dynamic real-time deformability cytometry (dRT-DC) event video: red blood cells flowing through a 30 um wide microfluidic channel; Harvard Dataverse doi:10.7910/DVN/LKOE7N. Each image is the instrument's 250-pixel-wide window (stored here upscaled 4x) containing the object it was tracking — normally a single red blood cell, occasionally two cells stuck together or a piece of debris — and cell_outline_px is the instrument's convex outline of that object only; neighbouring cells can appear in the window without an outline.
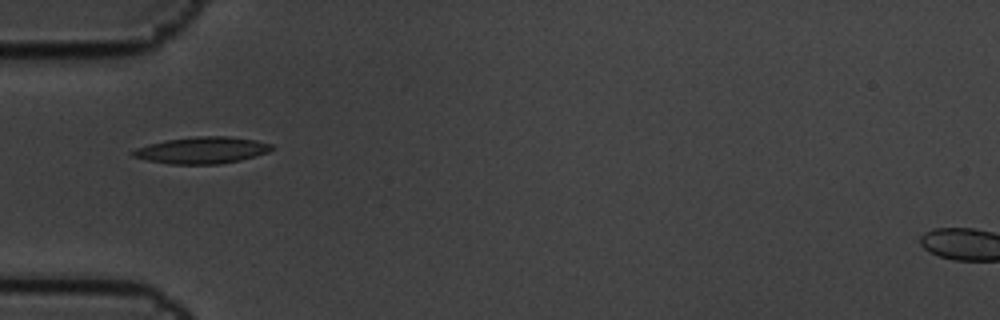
{"species": "common noctule bat (a hibernating species)", "species_latin": "Nyctalus noctula", "temperature_condition": "cold", "stored_images_in_passage": 2, "camera_frame_rate_fps": 3000, "um_per_image_px": 0.085, "animal": {"sex": "male", "body_mass_g": 19.5, "forearm_length_mm": 54.6}, "frame": {"image": 1, "passage_image": 1, "time_ms": 0.0, "image_size_px": [1000, 320], "cell_outline_px": [[276, 148], [268, 152], [256, 156], [240, 160], [220, 164], [168, 164], [148, 160], [132, 156], [128, 152], [136, 148], [148, 144], [168, 140], [196, 136], [228, 136], [256, 140], [272, 144]], "centroid_in_image_um": [17.18, 12.77], "position_along_channel_um": 67.8, "area_um2": 21.68}}
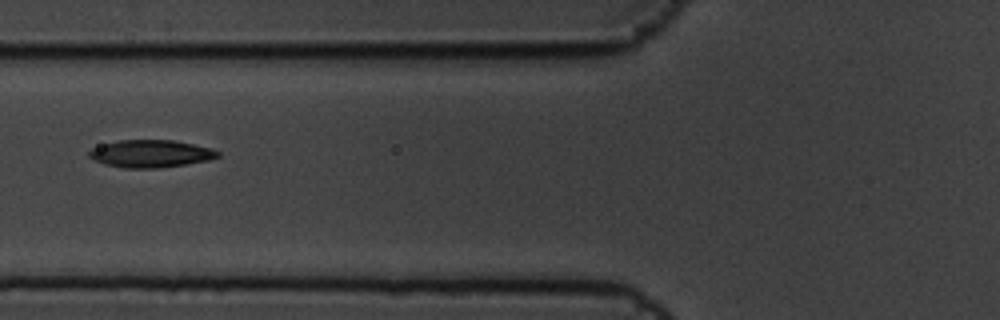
{"frame": {"image": 2, "passage_image": 2, "time_ms": 0.333, "image_size_px": [1000, 320], "cell_outline_px": [[220, 156], [208, 160], [160, 168], [124, 168], [104, 164], [88, 156], [88, 152], [92, 148], [104, 144], [120, 140], [176, 140], [212, 148], [220, 152]], "centroid_in_image_um": [12.83, 13.06], "position_along_channel_um": 113.0, "area_um2": 20.58}}